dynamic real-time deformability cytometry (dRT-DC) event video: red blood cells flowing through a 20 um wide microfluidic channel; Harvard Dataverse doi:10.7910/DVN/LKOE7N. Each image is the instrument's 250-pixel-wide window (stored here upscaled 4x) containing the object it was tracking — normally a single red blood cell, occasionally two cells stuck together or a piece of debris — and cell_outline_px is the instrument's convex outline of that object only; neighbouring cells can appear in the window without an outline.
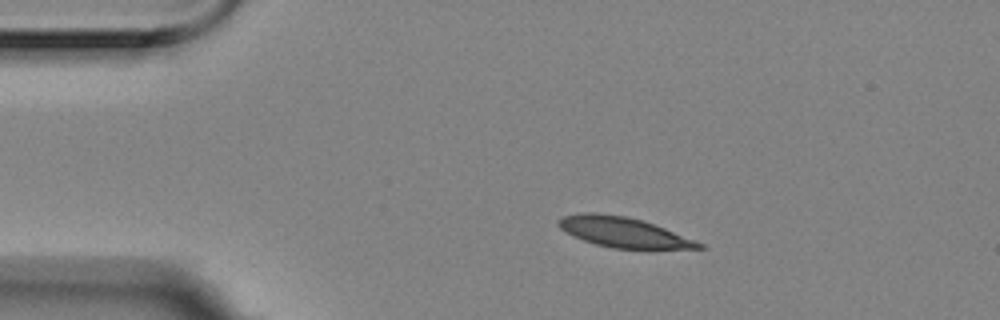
{"species": "Egyptian fruit bat (a non-hibernating species)", "species_latin": "Rousettus aegyptiacus", "temperature_condition": "room temperature", "stored_images_in_passage": 10, "camera_frame_rate_fps": 3000, "um_per_image_px": 0.085, "animal": {"sex": "female"}, "frame": {"image": 1, "passage_image": 2, "time_ms": 0.333, "image_size_px": [1000, 320], "cell_outline_px": [[704, 248], [656, 252], [612, 248], [596, 244], [572, 236], [560, 228], [556, 224], [556, 220], [564, 216], [584, 212], [592, 212], [624, 216], [640, 220], [664, 228], [704, 244]], "centroid_in_image_um": [53.06, 19.8], "position_along_channel_um": 31.9, "area_um2": 25.37}}
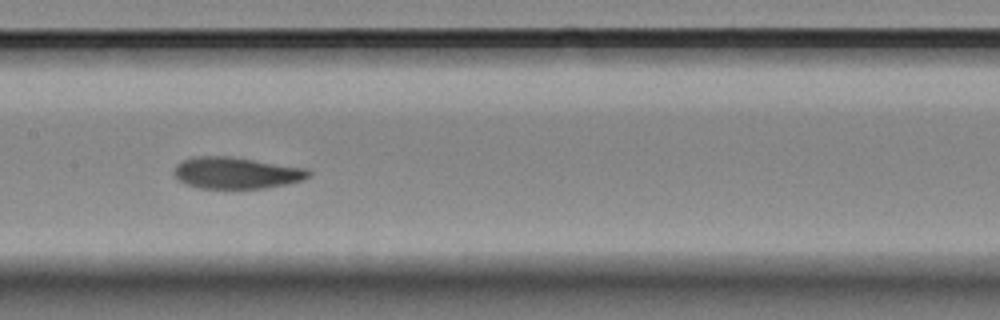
{"frame": {"image": 2, "passage_image": 7, "time_ms": 2.0, "image_size_px": [1000, 320], "cell_outline_px": [[312, 176], [304, 180], [288, 184], [264, 188], [200, 188], [176, 180], [172, 172], [176, 164], [192, 156], [228, 156], [308, 168], [312, 172]], "centroid_in_image_um": [20.1, 14.69], "position_along_channel_um": 187.3, "area_um2": 25.03}}
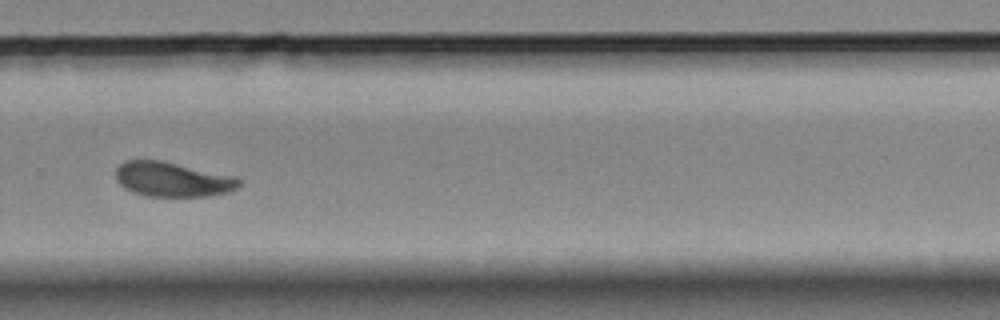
{"frame": {"image": 3, "passage_image": 10, "time_ms": 3.0, "image_size_px": [1000, 320], "cell_outline_px": [[240, 184], [236, 188], [228, 192], [208, 196], [148, 196], [132, 192], [124, 188], [116, 180], [116, 168], [124, 160], [160, 160], [232, 176], [240, 180]], "centroid_in_image_um": [14.6, 15.25], "position_along_channel_um": 315.2, "area_um2": 24.62}}